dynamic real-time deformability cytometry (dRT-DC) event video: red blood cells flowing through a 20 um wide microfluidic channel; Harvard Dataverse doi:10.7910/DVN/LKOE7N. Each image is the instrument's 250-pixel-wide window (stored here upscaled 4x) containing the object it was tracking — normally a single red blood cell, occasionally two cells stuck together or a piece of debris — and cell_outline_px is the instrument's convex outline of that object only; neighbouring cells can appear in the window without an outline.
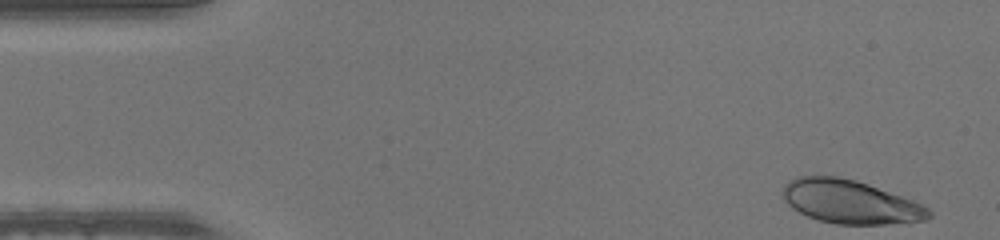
{"species": "human", "species_latin": "Homo sapiens", "temperature_condition": "warm", "stored_images_in_passage": 47, "camera_frame_rate_fps": 3000, "um_per_image_px": 0.085, "donor": {"sex": "male"}, "frame": {"image": 1, "passage_image": 1, "time_ms": 0.0, "image_size_px": [1000, 240], "cell_outline_px": [[932, 216], [924, 220], [884, 224], [836, 224], [820, 220], [808, 216], [792, 208], [784, 200], [784, 184], [788, 180], [800, 176], [836, 176], [856, 180], [868, 184], [912, 200], [928, 208], [932, 212]], "centroid_in_image_um": [72.25, 17.15], "position_along_channel_um": 12.7, "area_um2": 36.65}}
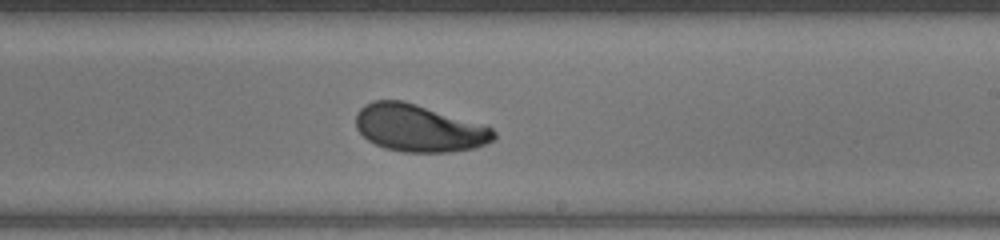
{"frame": {"image": 2, "passage_image": 27, "time_ms": 8.667, "image_size_px": [1000, 240], "cell_outline_px": [[496, 140], [476, 148], [452, 152], [404, 152], [384, 148], [368, 140], [356, 128], [356, 112], [364, 104], [372, 100], [404, 100], [492, 128], [496, 132]], "centroid_in_image_um": [35.59, 10.9], "position_along_channel_um": 253.4, "area_um2": 37.97}}
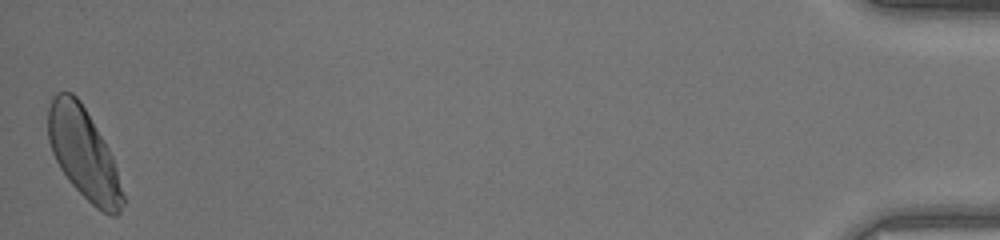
{"frame": {"image": 3, "passage_image": 47, "time_ms": 15.333, "image_size_px": [1000, 240], "cell_outline_px": [[124, 204], [120, 212], [116, 216], [112, 216], [96, 208], [68, 180], [60, 168], [52, 152], [48, 140], [48, 108], [52, 96], [56, 92], [72, 92], [80, 100], [108, 148], [112, 156], [116, 168], [124, 196]], "centroid_in_image_um": [7.1, 13.05], "position_along_channel_um": 428.1, "area_um2": 39.19}}